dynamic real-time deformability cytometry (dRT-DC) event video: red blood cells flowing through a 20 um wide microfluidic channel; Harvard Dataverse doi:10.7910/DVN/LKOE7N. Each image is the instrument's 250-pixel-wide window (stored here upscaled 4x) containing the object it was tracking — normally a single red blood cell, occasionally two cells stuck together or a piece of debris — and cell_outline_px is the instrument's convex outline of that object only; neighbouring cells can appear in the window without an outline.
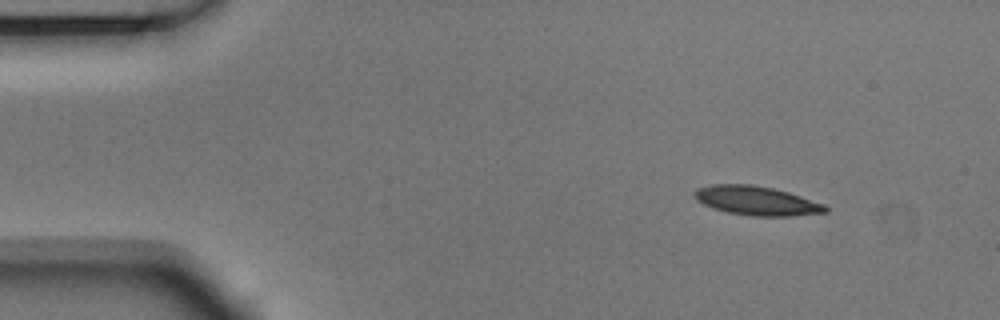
{"species": "Egyptian fruit bat (a non-hibernating species)", "species_latin": "Rousettus aegyptiacus", "temperature_condition": "room temperature", "stored_images_in_passage": 4, "camera_frame_rate_fps": 3000, "um_per_image_px": 0.085, "animal": {"sex": "male"}, "frame": {"image": 1, "passage_image": 1, "time_ms": 0.0, "image_size_px": [1000, 320], "cell_outline_px": [[828, 212], [788, 216], [752, 216], [728, 212], [712, 208], [696, 200], [692, 192], [696, 188], [712, 184], [752, 184], [772, 188], [788, 192], [824, 204], [828, 208]], "centroid_in_image_um": [64.26, 17.05], "position_along_channel_um": 20.7, "area_um2": 22.2}}
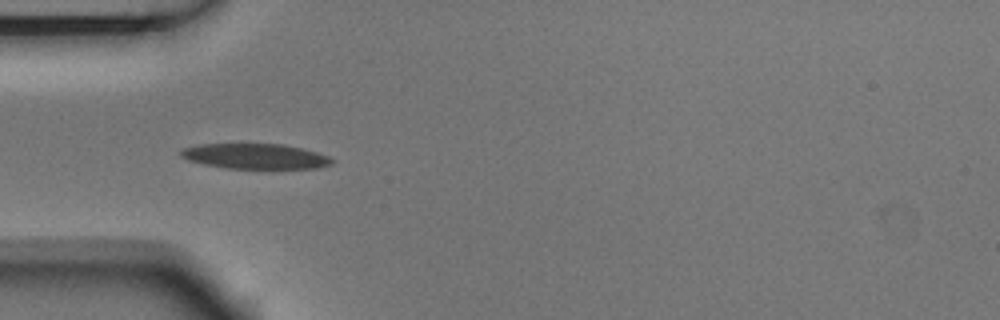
{"frame": {"image": 2, "passage_image": 3, "time_ms": 0.667, "image_size_px": [1000, 320], "cell_outline_px": [[332, 164], [316, 168], [228, 168], [204, 164], [188, 160], [180, 156], [180, 152], [184, 148], [200, 144], [280, 144], [300, 148], [316, 152], [328, 156], [332, 160]], "centroid_in_image_um": [21.67, 13.28], "position_along_channel_um": 63.3, "area_um2": 21.85}}
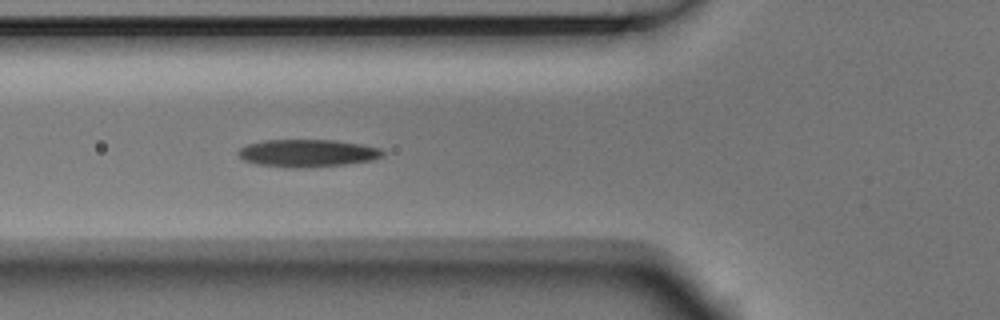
{"frame": {"image": 3, "passage_image": 4, "time_ms": 1.0, "image_size_px": [1000, 320], "cell_outline_px": [[384, 156], [372, 160], [344, 164], [300, 168], [292, 168], [256, 164], [244, 160], [236, 152], [240, 148], [248, 144], [264, 140], [336, 140], [360, 144], [380, 148], [384, 152]], "centroid_in_image_um": [26.13, 13.01], "position_along_channel_um": 99.7, "area_um2": 23.12}}